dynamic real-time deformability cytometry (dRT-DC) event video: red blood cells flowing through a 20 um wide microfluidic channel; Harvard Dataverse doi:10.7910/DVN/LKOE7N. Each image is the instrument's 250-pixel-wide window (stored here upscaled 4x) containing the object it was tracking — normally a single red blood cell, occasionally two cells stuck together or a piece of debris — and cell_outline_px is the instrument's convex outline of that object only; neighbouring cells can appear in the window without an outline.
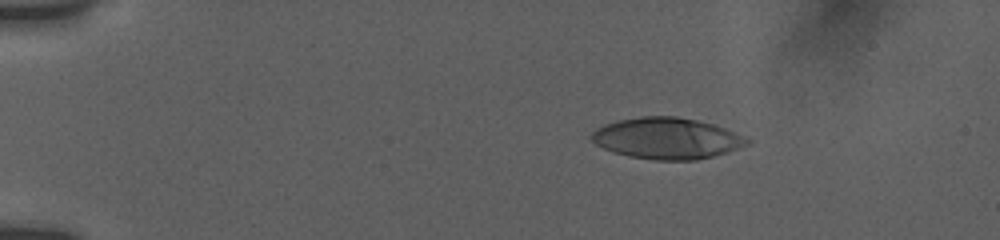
{"species": "human", "species_latin": "Homo sapiens", "temperature_condition": "room temperature", "stored_images_in_passage": 51, "camera_frame_rate_fps": 3000, "um_per_image_px": 0.085, "donor": {"sex": "female"}, "frame": {"image": 1, "passage_image": 12, "time_ms": 3.0, "image_size_px": [1000, 240], "cell_outline_px": [[752, 140], [748, 144], [712, 156], [696, 160], [656, 160], [628, 156], [612, 152], [596, 144], [588, 136], [596, 128], [604, 124], [620, 120], [640, 116], [676, 116], [696, 120], [712, 124], [724, 128]], "centroid_in_image_um": [56.62, 11.75], "position_along_channel_um": 28.4, "area_um2": 37.17}}
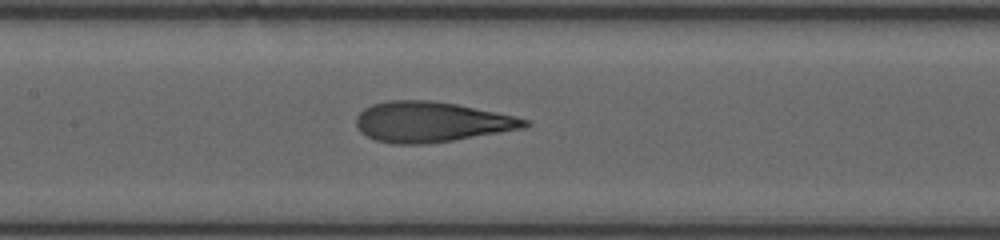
{"frame": {"image": 2, "passage_image": 34, "time_ms": 9.0, "image_size_px": [1000, 240], "cell_outline_px": [[532, 124], [528, 128], [452, 140], [424, 144], [392, 144], [376, 140], [360, 132], [356, 128], [356, 116], [364, 108], [372, 104], [388, 100], [432, 100], [456, 104], [496, 112], [528, 120]], "centroid_in_image_um": [36.65, 10.36], "position_along_channel_um": 170.8, "area_um2": 39.71}}
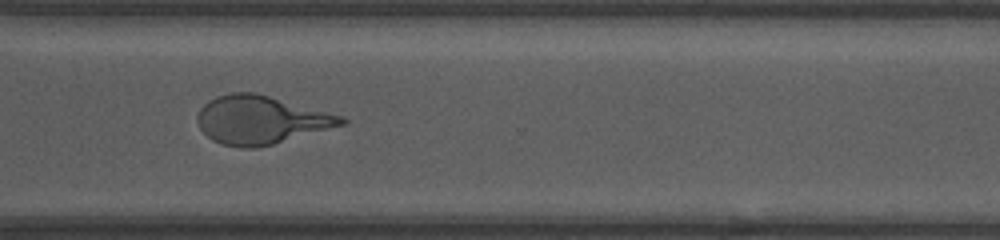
{"frame": {"image": 3, "passage_image": 50, "time_ms": 13.667, "image_size_px": [1000, 240], "cell_outline_px": [[348, 120], [344, 124], [272, 144], [256, 148], [240, 148], [220, 144], [212, 140], [200, 128], [196, 120], [200, 108], [208, 100], [216, 96], [232, 92], [256, 92], [344, 116]], "centroid_in_image_um": [22.14, 10.18], "position_along_channel_um": 348.5, "area_um2": 40.4}}